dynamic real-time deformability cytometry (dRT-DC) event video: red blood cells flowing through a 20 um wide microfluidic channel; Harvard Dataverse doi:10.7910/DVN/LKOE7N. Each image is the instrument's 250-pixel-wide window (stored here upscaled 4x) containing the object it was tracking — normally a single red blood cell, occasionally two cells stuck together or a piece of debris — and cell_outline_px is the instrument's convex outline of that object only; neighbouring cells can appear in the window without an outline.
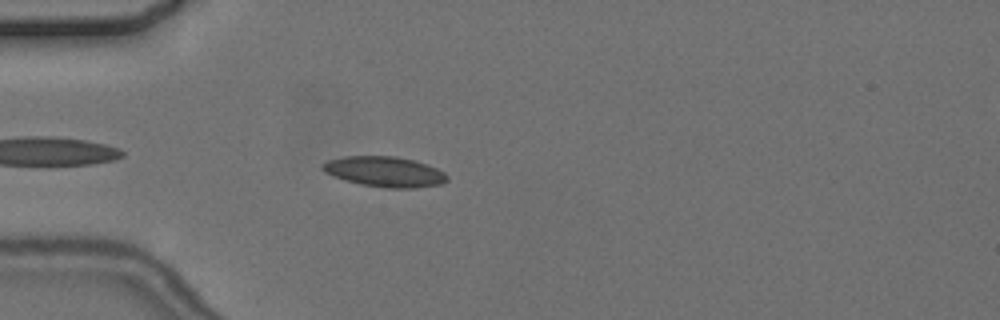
{"species": "common noctule bat (a hibernating species)", "species_latin": "Nyctalus noctula", "temperature_condition": "cold", "stored_images_in_passage": 6, "camera_frame_rate_fps": 3000, "um_per_image_px": 0.085, "animal": {"sex": "female", "body_mass_g": 24.6, "forearm_length_mm": 56.2}, "frame": {"image": 1, "passage_image": 5, "time_ms": 5.0, "image_size_px": [1000, 320], "cell_outline_px": [[448, 180], [440, 184], [416, 188], [388, 188], [360, 184], [324, 172], [320, 168], [320, 164], [328, 160], [344, 156], [396, 156], [428, 164], [444, 172], [448, 176]], "centroid_in_image_um": [32.7, 14.59], "position_along_channel_um": 52.3, "area_um2": 21.96}}